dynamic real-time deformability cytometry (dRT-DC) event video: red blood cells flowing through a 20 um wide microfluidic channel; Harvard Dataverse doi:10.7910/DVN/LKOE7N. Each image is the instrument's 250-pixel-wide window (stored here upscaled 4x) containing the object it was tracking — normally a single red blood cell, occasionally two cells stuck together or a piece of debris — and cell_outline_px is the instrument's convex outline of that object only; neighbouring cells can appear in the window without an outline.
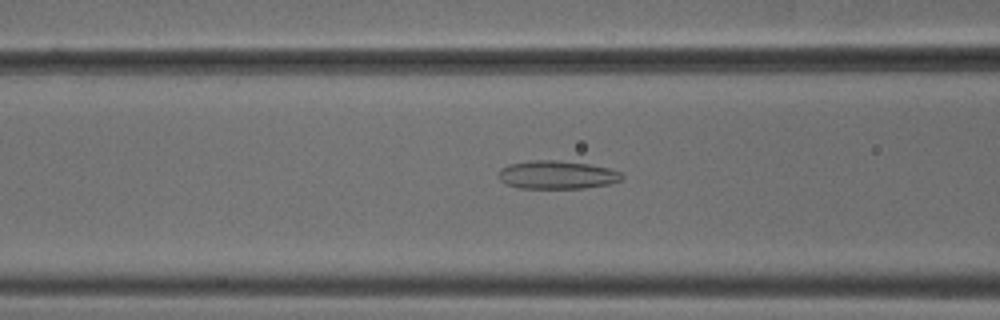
{"species": "common noctule bat (a hibernating species)", "species_latin": "Nyctalus noctula", "temperature_condition": "cold", "stored_images_in_passage": 52, "camera_frame_rate_fps": 3000, "um_per_image_px": 0.085, "animal": {"sex": "male", "body_mass_g": 18.8}, "frame": {"image": 1, "passage_image": 21, "time_ms": 6.667, "image_size_px": [1000, 320], "cell_outline_px": [[624, 176], [620, 180], [612, 184], [584, 188], [520, 188], [508, 184], [500, 180], [496, 176], [496, 172], [500, 168], [508, 164], [528, 160], [556, 160], [588, 164], [608, 168], [620, 172]], "centroid_in_image_um": [47.3, 14.86], "position_along_channel_um": 119.3, "area_um2": 20.52}}
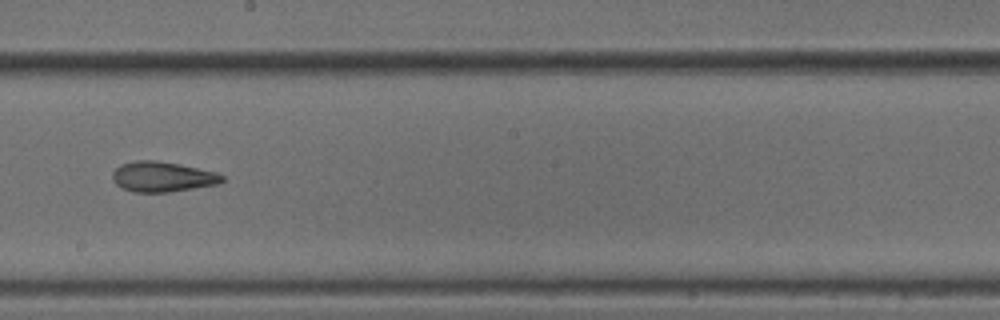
{"frame": {"image": 2, "passage_image": 30, "time_ms": 9.667, "image_size_px": [1000, 320], "cell_outline_px": [[224, 180], [216, 184], [168, 192], [132, 192], [120, 188], [112, 180], [112, 172], [120, 164], [136, 160], [156, 160], [180, 164], [216, 172], [224, 176]], "centroid_in_image_um": [13.75, 15.02], "position_along_channel_um": 234.4, "area_um2": 19.36}}
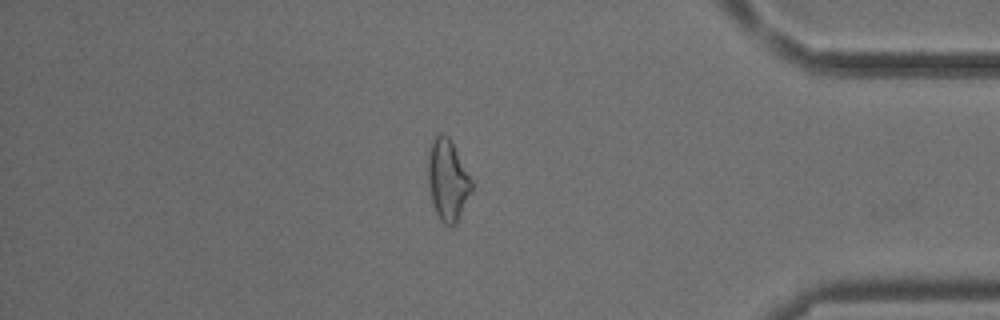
{"frame": {"image": 3, "passage_image": 45, "time_ms": 14.667, "image_size_px": [1000, 320], "cell_outline_px": [[472, 192], [456, 224], [444, 224], [440, 220], [436, 212], [432, 200], [428, 184], [428, 152], [432, 136], [440, 132], [448, 136], [472, 180]], "centroid_in_image_um": [38.04, 15.27], "position_along_channel_um": 397.2, "area_um2": 20.58}, "authors_computed_cell_mechanics": {"area_um2": 21.0103, "velocity_mm_per_s": 3.8346, "shape_relaxation_time_tau1_ms": null, "shape_relaxation_time_tau2_ms": 2.7151, "deformation_change_tau1": null, "deformation_change_tau2": 0.1172}}